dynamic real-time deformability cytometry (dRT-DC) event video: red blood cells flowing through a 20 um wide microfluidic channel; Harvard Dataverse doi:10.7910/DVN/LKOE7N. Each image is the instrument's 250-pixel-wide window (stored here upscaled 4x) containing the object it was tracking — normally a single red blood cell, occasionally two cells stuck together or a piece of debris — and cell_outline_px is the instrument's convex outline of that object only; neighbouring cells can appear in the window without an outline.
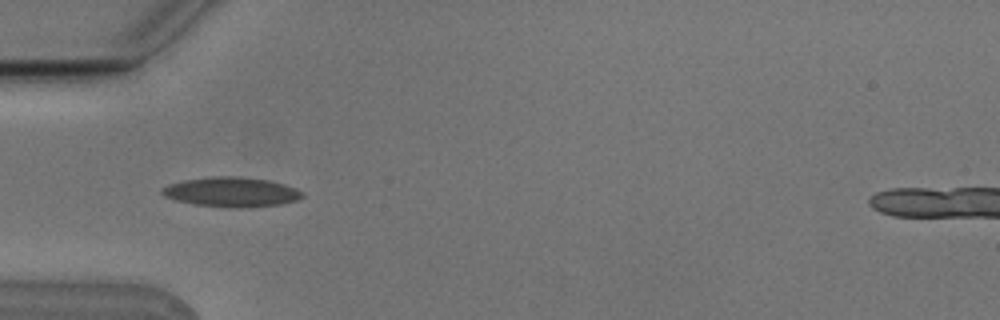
{"species": "Egyptian fruit bat (a non-hibernating species)", "species_latin": "Rousettus aegyptiacus", "temperature_condition": "cold", "stored_images_in_passage": 10, "camera_frame_rate_fps": 3000, "um_per_image_px": 0.085, "animal": {"sex": "male"}, "frame": {"image": 1, "passage_image": 6, "time_ms": 1.667, "image_size_px": [1000, 320], "cell_outline_px": [[304, 196], [300, 200], [280, 204], [244, 208], [228, 208], [196, 204], [176, 200], [164, 196], [160, 192], [160, 188], [168, 184], [184, 180], [216, 176], [236, 176], [268, 180], [284, 184], [296, 188], [304, 192]], "centroid_in_image_um": [19.69, 16.33], "position_along_channel_um": 65.3, "area_um2": 24.45}}
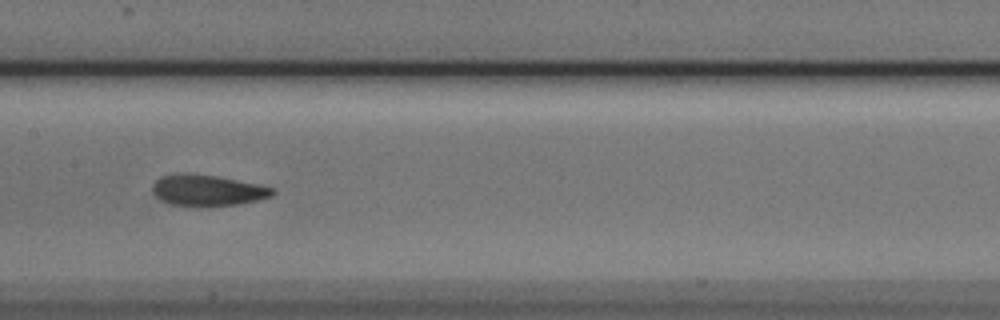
{"frame": {"image": 2, "passage_image": 9, "time_ms": 2.667, "image_size_px": [1000, 320], "cell_outline_px": [[276, 192], [272, 196], [256, 200], [236, 204], [208, 208], [196, 208], [168, 204], [160, 200], [152, 192], [152, 184], [160, 176], [180, 172], [188, 172], [216, 176], [260, 184], [276, 188]], "centroid_in_image_um": [17.6, 16.19], "position_along_channel_um": 189.8, "area_um2": 22.66}}
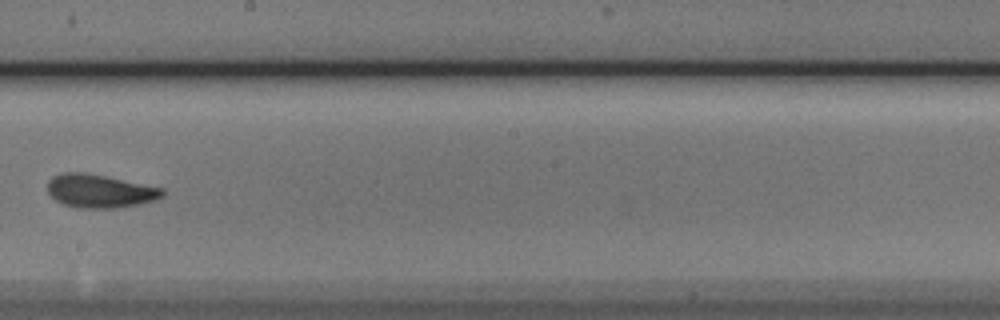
{"frame": {"image": 3, "passage_image": 10, "time_ms": 3.0, "image_size_px": [1000, 320], "cell_outline_px": [[164, 196], [156, 200], [140, 204], [120, 208], [80, 208], [64, 204], [56, 200], [48, 192], [48, 180], [52, 176], [64, 172], [84, 172], [164, 188]], "centroid_in_image_um": [8.5, 16.24], "position_along_channel_um": 239.7, "area_um2": 22.37}}